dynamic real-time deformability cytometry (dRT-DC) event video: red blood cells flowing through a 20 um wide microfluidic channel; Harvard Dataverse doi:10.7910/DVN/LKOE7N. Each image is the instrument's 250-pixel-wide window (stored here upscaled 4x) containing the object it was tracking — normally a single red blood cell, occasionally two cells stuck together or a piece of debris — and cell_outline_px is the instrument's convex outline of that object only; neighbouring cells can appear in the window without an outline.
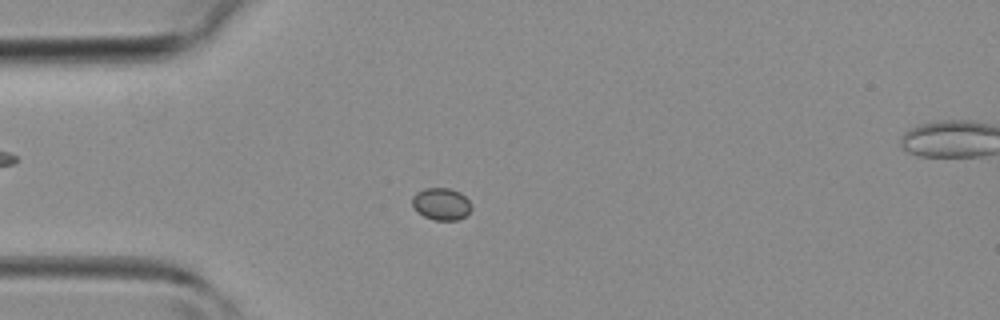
{"species": "common noctule bat (a hibernating species)", "species_latin": "Nyctalus noctula", "temperature_condition": "room temperature", "stored_images_in_passage": 43, "segment_of_instrument_passage": [1, 2], "camera_frame_rate_fps": 3000, "um_per_image_px": 0.085, "animal": {"sex": "female", "body_mass_g": 19.3, "forearm_length_mm": 54.1}, "frame": {"image": 1, "passage_image": 11, "time_ms": 3.333, "image_size_px": [1000, 320], "cell_outline_px": [[472, 208], [464, 216], [456, 220], [436, 220], [424, 216], [412, 204], [412, 196], [416, 192], [424, 188], [448, 188], [460, 192], [468, 200]], "centroid_in_image_um": [37.5, 17.32], "position_along_channel_um": 47.5, "area_um2": 10.87}}
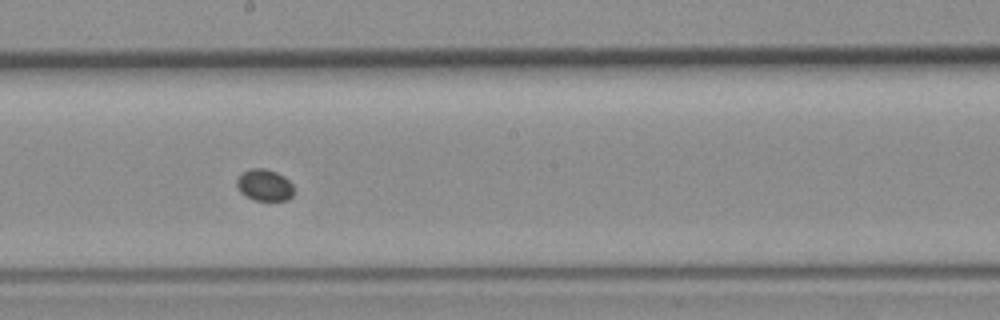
{"frame": {"image": 2, "passage_image": 23, "time_ms": 7.333, "image_size_px": [1000, 320], "cell_outline_px": [[292, 196], [288, 200], [256, 200], [240, 192], [236, 184], [236, 180], [244, 172], [252, 168], [264, 168], [276, 172], [284, 176], [292, 184]], "centroid_in_image_um": [22.49, 15.73], "position_along_channel_um": 225.7, "area_um2": 10.29}}
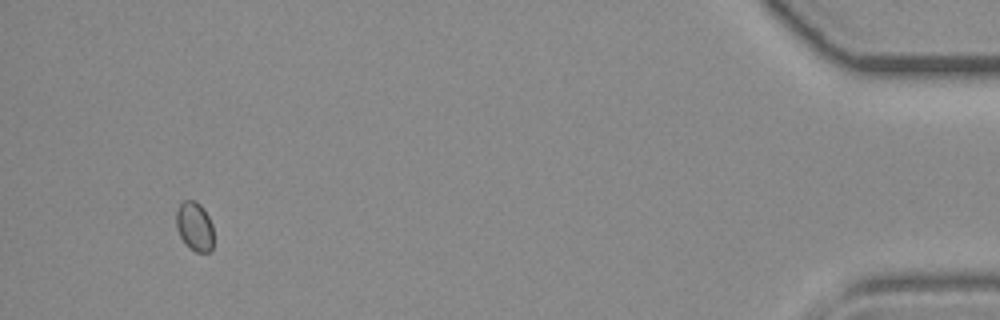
{"frame": {"image": 3, "passage_image": 40, "time_ms": 13.0, "image_size_px": [1000, 320], "cell_outline_px": [[212, 252], [196, 252], [180, 236], [176, 228], [176, 212], [180, 204], [184, 200], [196, 200], [204, 208], [212, 224]], "centroid_in_image_um": [16.54, 19.21], "position_along_channel_um": 418.7, "area_um2": 10.58}}